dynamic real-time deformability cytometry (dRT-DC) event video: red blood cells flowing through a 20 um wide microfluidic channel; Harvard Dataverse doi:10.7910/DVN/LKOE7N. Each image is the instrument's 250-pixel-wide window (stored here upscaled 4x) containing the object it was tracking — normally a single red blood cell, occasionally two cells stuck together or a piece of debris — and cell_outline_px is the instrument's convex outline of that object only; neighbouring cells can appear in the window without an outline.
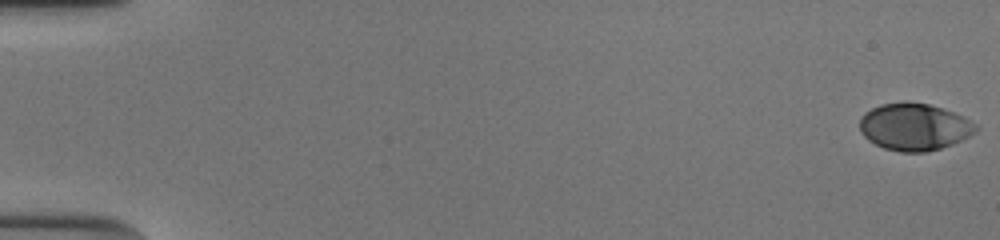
{"species": "human", "species_latin": "Homo sapiens", "temperature_condition": "cold", "stored_images_in_passage": 54, "camera_frame_rate_fps": 3000, "um_per_image_px": 0.085, "donor": {"sex": "male"}, "frame": {"image": 1, "passage_image": 1, "time_ms": 0.0, "image_size_px": [1000, 240], "cell_outline_px": [[980, 128], [976, 132], [952, 144], [940, 148], [924, 152], [900, 152], [884, 148], [868, 140], [860, 132], [860, 116], [864, 112], [880, 104], [904, 100], [928, 104], [964, 116], [976, 124]], "centroid_in_image_um": [77.69, 10.76], "position_along_channel_um": 7.3, "area_um2": 32.08}}
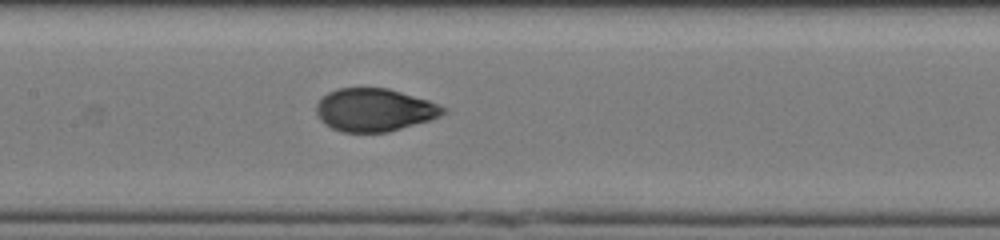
{"frame": {"image": 2, "passage_image": 28, "time_ms": 9.0, "image_size_px": [1000, 240], "cell_outline_px": [[448, 112], [432, 120], [388, 132], [344, 132], [332, 128], [324, 124], [320, 120], [316, 112], [316, 104], [328, 92], [336, 88], [388, 88], [428, 100], [448, 108]], "centroid_in_image_um": [31.85, 9.35], "position_along_channel_um": 175.5, "area_um2": 31.91}}
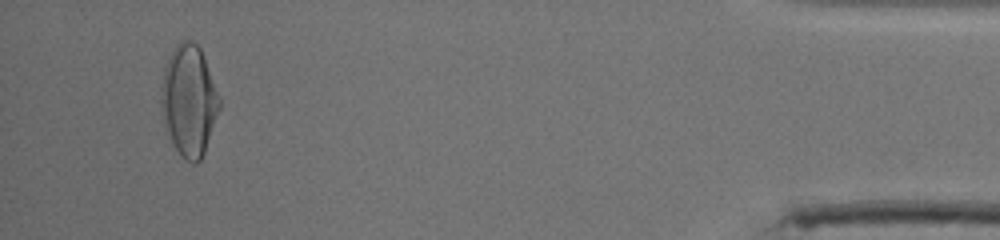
{"frame": {"image": 3, "passage_image": 52, "time_ms": 17.0, "image_size_px": [1000, 240], "cell_outline_px": [[220, 108], [204, 152], [200, 160], [196, 164], [192, 164], [184, 160], [176, 148], [164, 128], [160, 108], [160, 100], [164, 68], [176, 44], [180, 40], [192, 40], [200, 48], [220, 100]], "centroid_in_image_um": [16.03, 8.58], "position_along_channel_um": 419.2, "area_um2": 37.4}, "authors_computed_cell_mechanics": {"area_um2": 32.079, "velocity_mm_per_s": 3.8555, "shape_relaxation_time_tau1_ms": 4.8184, "shape_relaxation_time_tau2_ms": null, "deformation_change_tau1": 0.1833, "deformation_change_tau2": null}}